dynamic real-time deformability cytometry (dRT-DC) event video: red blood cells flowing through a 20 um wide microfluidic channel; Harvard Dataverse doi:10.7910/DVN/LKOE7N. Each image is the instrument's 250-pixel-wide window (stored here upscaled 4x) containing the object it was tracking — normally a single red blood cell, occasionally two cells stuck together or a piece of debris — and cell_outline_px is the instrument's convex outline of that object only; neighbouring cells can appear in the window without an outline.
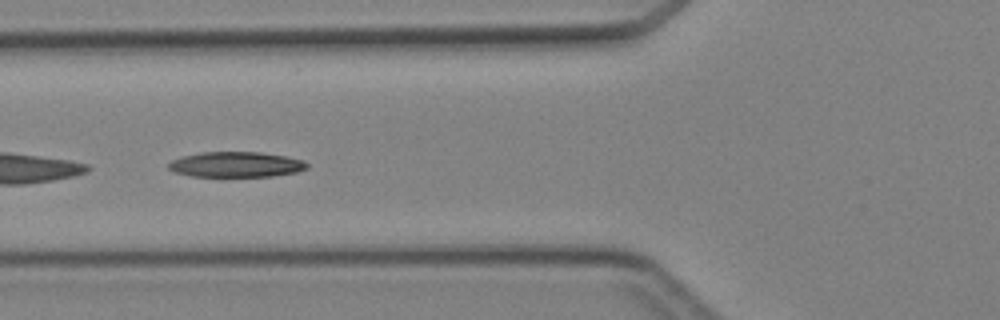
{"species": "Egyptian fruit bat (a non-hibernating species)", "species_latin": "Rousettus aegyptiacus", "temperature_condition": "cold", "stored_images_in_passage": 5, "camera_frame_rate_fps": 3000, "um_per_image_px": 0.085, "animal": {"sex": "female"}, "frame": {"image": 1, "passage_image": 4, "time_ms": 3.667, "image_size_px": [1000, 320], "cell_outline_px": [[308, 168], [296, 172], [272, 176], [192, 176], [172, 172], [168, 168], [168, 164], [172, 160], [180, 156], [200, 152], [260, 152], [284, 156], [304, 160], [308, 164]], "centroid_in_image_um": [20.03, 13.98], "position_along_channel_um": 105.8, "area_um2": 20.52}}
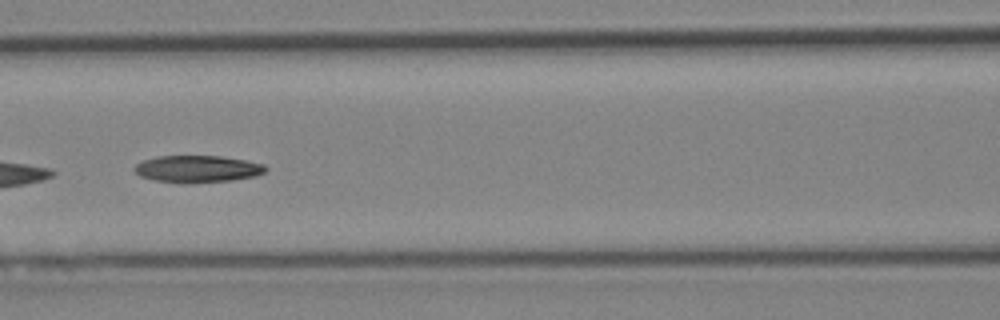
{"frame": {"image": 2, "passage_image": 5, "time_ms": 4.667, "image_size_px": [1000, 320], "cell_outline_px": [[268, 168], [264, 172], [256, 176], [232, 180], [188, 184], [184, 184], [152, 180], [140, 176], [132, 168], [136, 164], [144, 160], [156, 156], [220, 156], [244, 160], [264, 164]], "centroid_in_image_um": [16.76, 14.37], "position_along_channel_um": 149.8, "area_um2": 20.87}}